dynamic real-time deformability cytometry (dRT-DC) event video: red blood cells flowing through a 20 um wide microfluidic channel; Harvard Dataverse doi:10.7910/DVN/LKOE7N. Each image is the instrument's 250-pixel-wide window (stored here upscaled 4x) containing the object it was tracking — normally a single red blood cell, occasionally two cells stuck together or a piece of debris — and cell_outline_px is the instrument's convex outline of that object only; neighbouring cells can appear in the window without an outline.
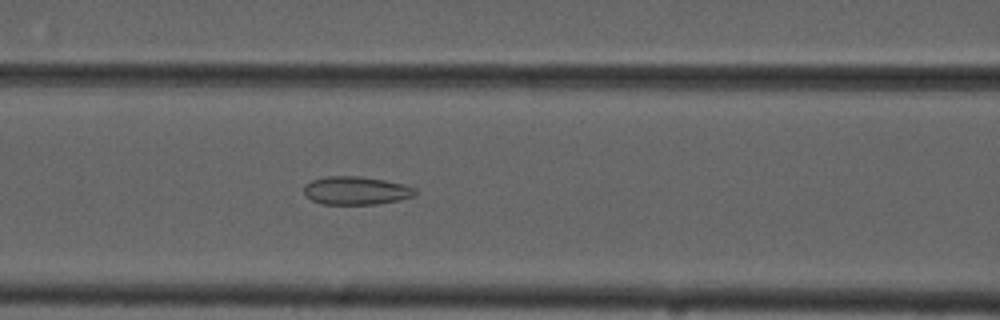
{"species": "common noctule bat (a hibernating species)", "species_latin": "Nyctalus noctula", "temperature_condition": "cold", "stored_images_in_passage": 41, "camera_frame_rate_fps": 3000, "um_per_image_px": 0.085, "animal": {"sex": "male", "forearm_length_mm": 52.5}, "frame": {"image": 1, "passage_image": 12, "time_ms": 3.667, "image_size_px": [1000, 320], "cell_outline_px": [[416, 196], [400, 200], [376, 204], [320, 204], [312, 200], [304, 192], [304, 184], [312, 180], [328, 176], [360, 176], [384, 180], [404, 184], [416, 188]], "centroid_in_image_um": [30.29, 16.2], "position_along_channel_um": 136.3, "area_um2": 18.38}}
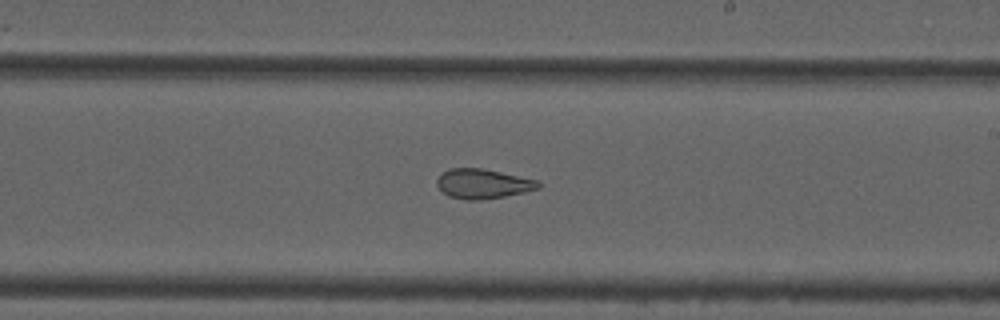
{"frame": {"image": 2, "passage_image": 21, "time_ms": 6.667, "image_size_px": [1000, 320], "cell_outline_px": [[540, 188], [524, 192], [504, 196], [476, 200], [464, 200], [448, 196], [436, 184], [436, 180], [448, 168], [480, 168], [500, 172], [536, 180], [540, 184]], "centroid_in_image_um": [41.01, 15.62], "position_along_channel_um": 248.0, "area_um2": 17.22}}
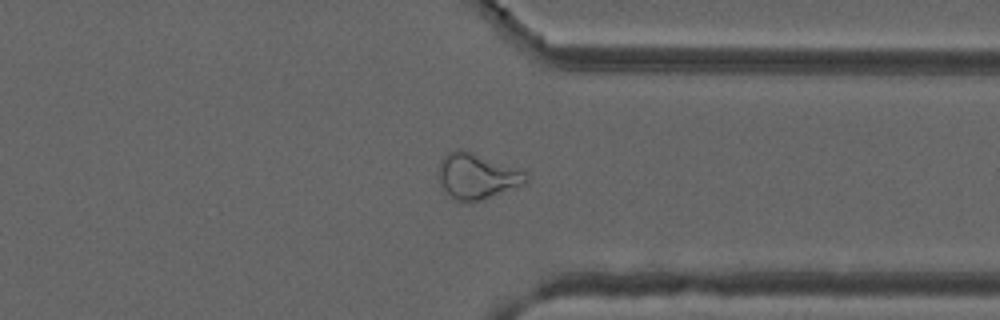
{"frame": {"image": 3, "passage_image": 31, "time_ms": 10.0, "image_size_px": [1000, 320], "cell_outline_px": [[528, 180], [524, 184], [484, 200], [456, 200], [444, 188], [436, 172], [444, 156], [448, 152], [456, 148], [460, 148], [524, 168], [528, 172]], "centroid_in_image_um": [40.62, 14.92], "position_along_channel_um": 370.8, "area_um2": 23.58}, "authors_computed_cell_mechanics": {"area_um2": 19.652, "velocity_mm_per_s": 3.7267, "shape_relaxation_time_tau1_ms": null, "shape_relaxation_time_tau2_ms": 2.0045, "deformation_change_tau1": null, "deformation_change_tau2": 0.0773}}